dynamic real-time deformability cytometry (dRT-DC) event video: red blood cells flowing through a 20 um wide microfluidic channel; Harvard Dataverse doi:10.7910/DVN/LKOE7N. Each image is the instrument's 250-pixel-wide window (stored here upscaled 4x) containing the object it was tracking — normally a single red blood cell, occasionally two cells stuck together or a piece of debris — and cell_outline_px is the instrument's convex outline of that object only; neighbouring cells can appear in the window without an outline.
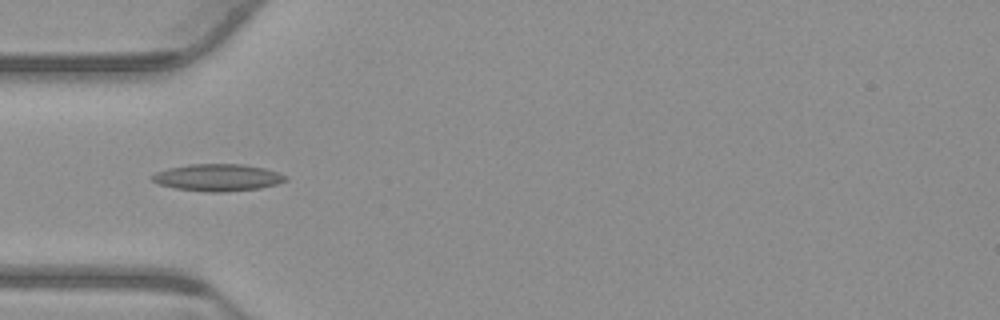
{"species": "common noctule bat (a hibernating species)", "species_latin": "Nyctalus noctula", "temperature_condition": "warm", "stored_images_in_passage": 38, "camera_frame_rate_fps": 3000, "um_per_image_px": 0.085, "animal": {"sex": "male", "body_mass_g": 23.1, "forearm_length_mm": 52.7}, "frame": {"image": 1, "passage_image": 1, "time_ms": 0.0, "image_size_px": [1000, 320], "cell_outline_px": [[288, 180], [276, 184], [260, 188], [224, 192], [208, 192], [176, 188], [160, 184], [152, 180], [152, 176], [156, 172], [168, 168], [192, 164], [240, 164], [264, 168], [288, 176]], "centroid_in_image_um": [18.53, 15.09], "position_along_channel_um": 66.5, "area_um2": 20.81}}
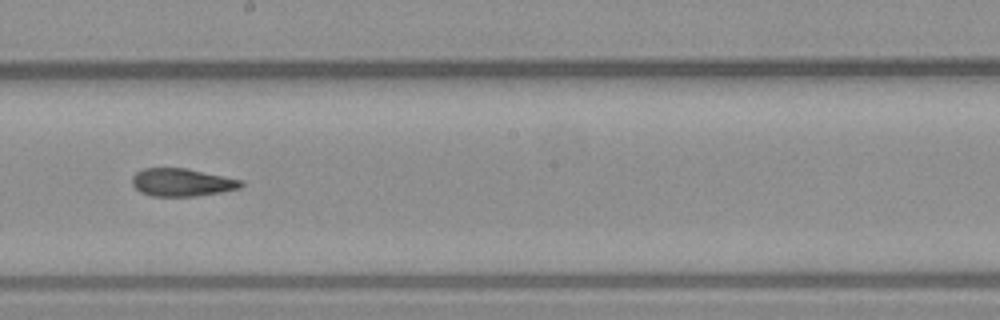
{"frame": {"image": 2, "passage_image": 14, "time_ms": 4.333, "image_size_px": [1000, 320], "cell_outline_px": [[244, 184], [240, 188], [220, 192], [196, 196], [152, 196], [140, 192], [132, 184], [132, 176], [136, 172], [144, 168], [184, 168], [244, 180]], "centroid_in_image_um": [15.46, 15.5], "position_along_channel_um": 232.7, "area_um2": 17.63}}
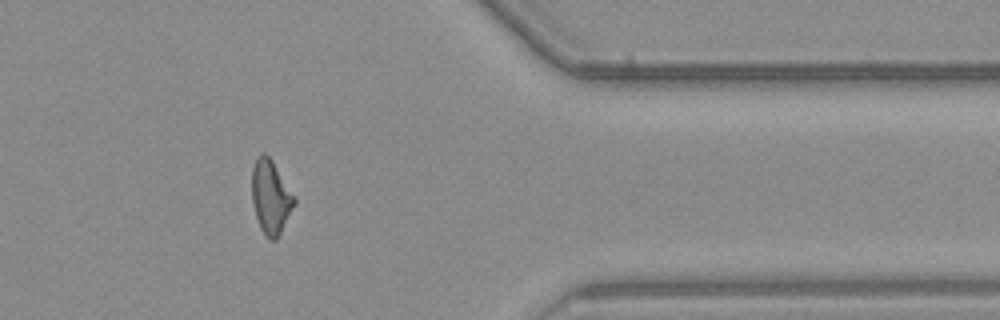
{"frame": {"image": 3, "passage_image": 28, "time_ms": 9.0, "image_size_px": [1000, 320], "cell_outline_px": [[296, 204], [276, 240], [272, 240], [260, 228], [256, 216], [252, 200], [252, 168], [260, 152], [264, 152], [272, 160], [296, 200]], "centroid_in_image_um": [23.0, 16.73], "position_along_channel_um": 388.4, "area_um2": 17.86}, "authors_computed_cell_mechanics": {"area_um2": 18.1492, "velocity_mm_per_s": 3.8109, "shape_relaxation_time_tau1_ms": null, "shape_relaxation_time_tau2_ms": 4.0047, "deformation_change_tau1": null, "deformation_change_tau2": 0.1259}}